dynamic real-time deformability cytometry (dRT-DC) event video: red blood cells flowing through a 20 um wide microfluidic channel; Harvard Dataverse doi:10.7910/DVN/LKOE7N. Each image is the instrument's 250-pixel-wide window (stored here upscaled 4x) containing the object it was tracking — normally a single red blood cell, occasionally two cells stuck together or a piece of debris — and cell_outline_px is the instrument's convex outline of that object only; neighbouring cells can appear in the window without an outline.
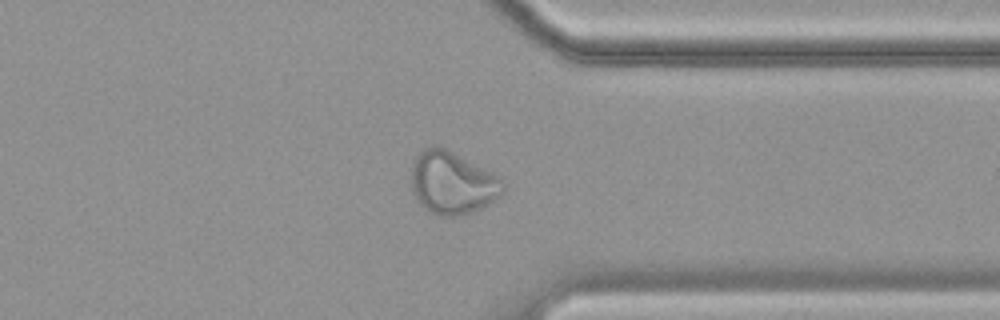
{"species": "common noctule bat (a hibernating species)", "species_latin": "Nyctalus noctula", "temperature_condition": "cold", "stored_images_in_passage": 51, "camera_frame_rate_fps": 3000, "um_per_image_px": 0.085, "animal": {"sex": "female", "body_mass_g": 19.9}, "frame": {"image": 1, "passage_image": 44, "time_ms": 14.333, "image_size_px": [1000, 320], "cell_outline_px": [[504, 192], [488, 204], [472, 212], [460, 216], [440, 216], [424, 208], [416, 200], [412, 188], [412, 164], [420, 152], [424, 148], [432, 144], [436, 144], [500, 176], [504, 180]], "centroid_in_image_um": [38.45, 15.55], "position_along_channel_um": 372.9, "area_um2": 33.41}}